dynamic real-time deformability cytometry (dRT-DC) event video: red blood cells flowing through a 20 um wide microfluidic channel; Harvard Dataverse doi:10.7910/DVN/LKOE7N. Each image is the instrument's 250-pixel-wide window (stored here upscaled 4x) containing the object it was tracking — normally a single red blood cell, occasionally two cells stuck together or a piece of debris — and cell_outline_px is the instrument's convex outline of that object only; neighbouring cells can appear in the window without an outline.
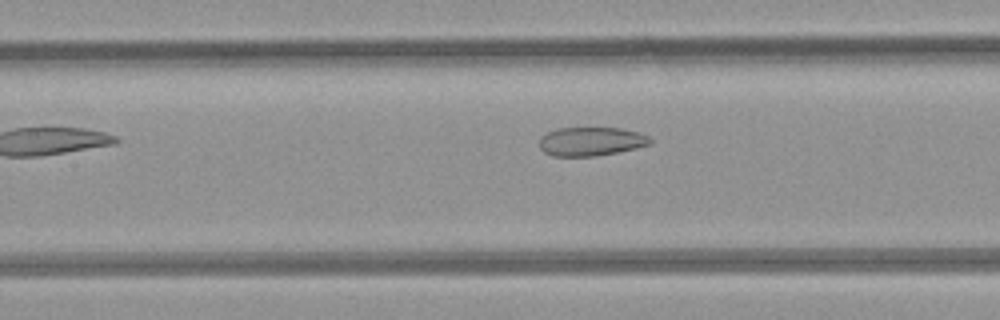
{"species": "common noctule bat (a hibernating species)", "species_latin": "Nyctalus noctula", "temperature_condition": "room temperature", "stored_images_in_passage": 8, "camera_frame_rate_fps": 3000, "um_per_image_px": 0.085, "animal": {"sex": "female", "body_mass_g": 21.9}, "frame": {"image": 1, "passage_image": 6, "time_ms": 6.667, "image_size_px": [1000, 320], "cell_outline_px": [[652, 144], [636, 148], [596, 156], [552, 156], [544, 152], [540, 148], [540, 136], [548, 132], [560, 128], [620, 128], [636, 132], [648, 136], [652, 140]], "centroid_in_image_um": [50.23, 12.03], "position_along_channel_um": 157.2, "area_um2": 18.5}}
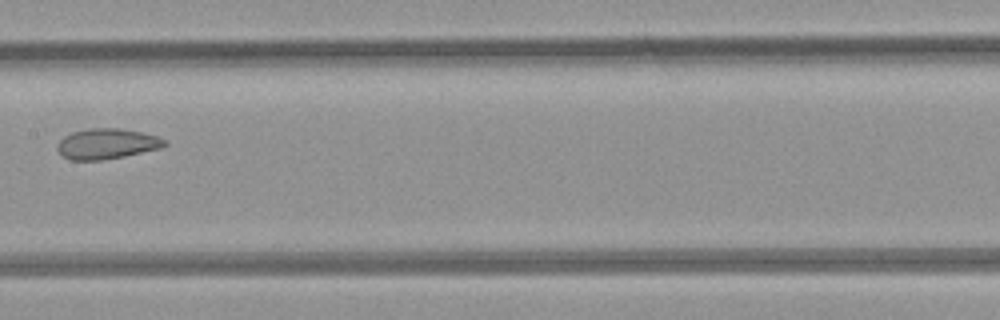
{"frame": {"image": 2, "passage_image": 7, "time_ms": 7.667, "image_size_px": [1000, 320], "cell_outline_px": [[168, 144], [160, 148], [124, 156], [100, 160], [72, 160], [64, 156], [56, 148], [60, 140], [64, 136], [72, 132], [92, 128], [120, 128], [140, 132], [156, 136], [168, 140]], "centroid_in_image_um": [9.1, 12.21], "position_along_channel_um": 198.3, "area_um2": 18.84}}
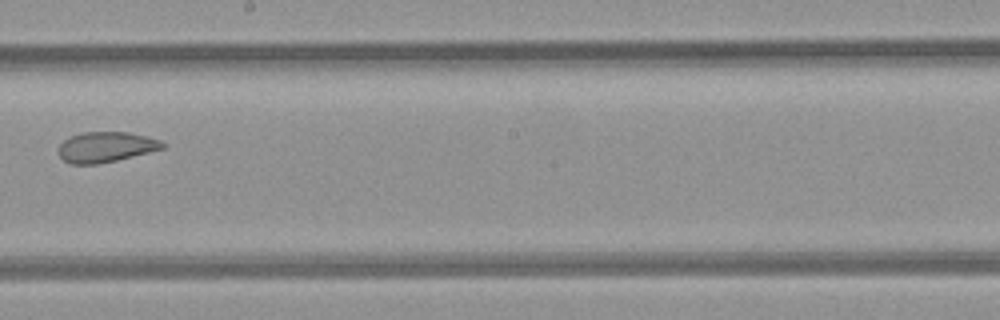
{"frame": {"image": 3, "passage_image": 8, "time_ms": 8.667, "image_size_px": [1000, 320], "cell_outline_px": [[164, 148], [116, 160], [96, 164], [68, 164], [60, 156], [60, 144], [68, 136], [84, 132], [128, 132], [148, 136], [160, 140], [164, 144]], "centroid_in_image_um": [8.98, 12.48], "position_along_channel_um": 239.2, "area_um2": 18.26}}